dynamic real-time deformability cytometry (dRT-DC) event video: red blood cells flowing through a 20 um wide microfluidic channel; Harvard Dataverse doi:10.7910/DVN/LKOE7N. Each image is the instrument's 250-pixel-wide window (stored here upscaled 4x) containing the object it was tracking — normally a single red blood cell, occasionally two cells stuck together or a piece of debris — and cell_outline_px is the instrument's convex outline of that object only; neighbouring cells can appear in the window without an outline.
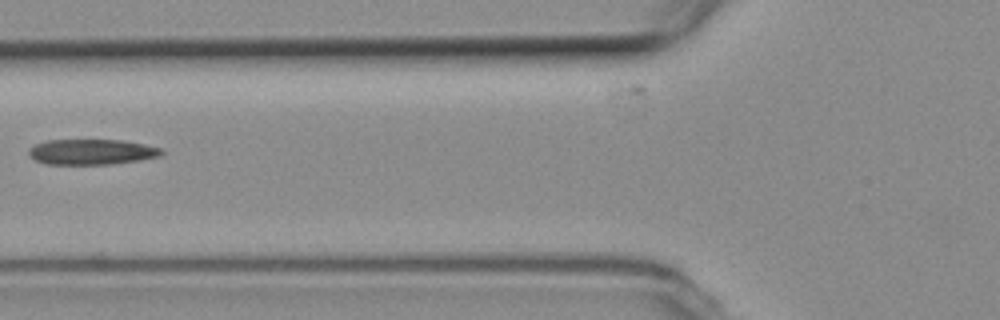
{"species": "common noctule bat (a hibernating species)", "species_latin": "Nyctalus noctula", "temperature_condition": "room temperature", "stored_images_in_passage": 8, "camera_frame_rate_fps": 3000, "um_per_image_px": 0.085, "animal": {"sex": "female", "body_mass_g": 19.3, "forearm_length_mm": 54.1}, "frame": {"image": 1, "passage_image": 6, "time_ms": 6.0, "image_size_px": [1000, 320], "cell_outline_px": [[164, 152], [160, 156], [140, 160], [112, 164], [48, 164], [36, 160], [28, 156], [28, 148], [36, 144], [48, 140], [120, 140], [144, 144], [164, 148]], "centroid_in_image_um": [7.81, 12.91], "position_along_channel_um": 118.0, "area_um2": 19.77}}
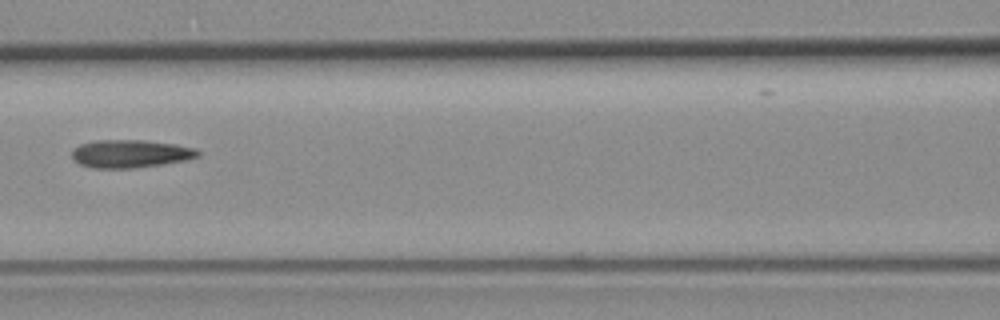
{"frame": {"image": 2, "passage_image": 7, "time_ms": 7.0, "image_size_px": [1000, 320], "cell_outline_px": [[200, 156], [184, 160], [164, 164], [132, 168], [92, 168], [80, 164], [72, 160], [72, 148], [80, 144], [92, 140], [144, 140], [176, 144], [196, 148], [200, 152]], "centroid_in_image_um": [11.06, 13.06], "position_along_channel_um": 155.5, "area_um2": 20.75}}